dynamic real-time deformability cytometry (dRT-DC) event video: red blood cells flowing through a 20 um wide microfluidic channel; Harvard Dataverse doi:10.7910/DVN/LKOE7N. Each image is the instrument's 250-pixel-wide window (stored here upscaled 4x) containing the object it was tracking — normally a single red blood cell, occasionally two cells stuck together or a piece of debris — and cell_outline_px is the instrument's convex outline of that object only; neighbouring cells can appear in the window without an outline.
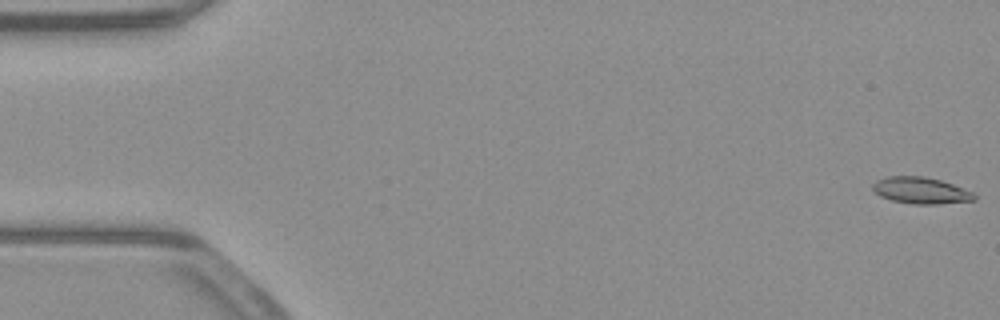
{"species": "common noctule bat (a hibernating species)", "species_latin": "Nyctalus noctula", "temperature_condition": "warm", "stored_images_in_passage": 53, "camera_frame_rate_fps": 3000, "um_per_image_px": 0.085, "animal": {"sex": "male", "body_mass_g": 23.1, "forearm_length_mm": 52.7}, "frame": {"image": 1, "passage_image": 1, "time_ms": 0.0, "image_size_px": [1000, 320], "cell_outline_px": [[976, 200], [936, 204], [912, 204], [892, 200], [880, 196], [872, 188], [872, 184], [876, 180], [888, 176], [924, 176], [940, 180], [952, 184], [972, 192], [976, 196]], "centroid_in_image_um": [78.25, 16.19], "position_along_channel_um": 6.7, "area_um2": 15.61}}
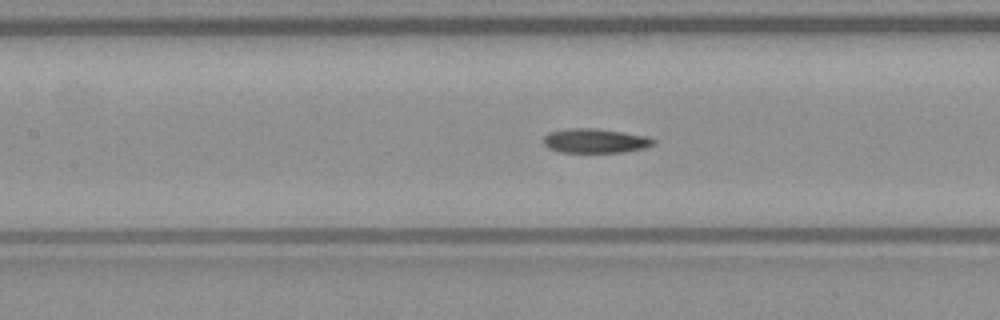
{"frame": {"image": 2, "passage_image": 24, "time_ms": 7.667, "image_size_px": [1000, 320], "cell_outline_px": [[656, 140], [652, 144], [644, 148], [620, 152], [560, 152], [548, 148], [544, 144], [544, 136], [548, 132], [568, 128], [596, 128], [648, 136]], "centroid_in_image_um": [50.56, 11.96], "position_along_channel_um": 156.8, "area_um2": 15.55}}
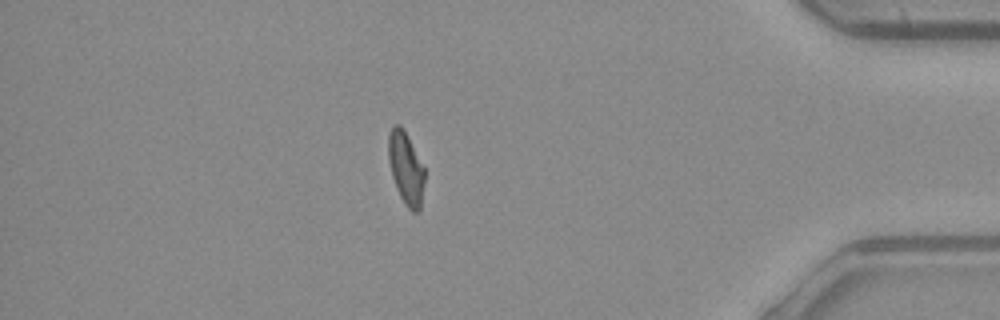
{"frame": {"image": 3, "passage_image": 46, "time_ms": 15.0, "image_size_px": [1000, 320], "cell_outline_px": [[424, 180], [420, 212], [412, 212], [404, 204], [396, 188], [392, 176], [388, 160], [388, 136], [392, 124], [400, 124], [404, 128], [424, 168]], "centroid_in_image_um": [34.48, 14.28], "position_along_channel_um": 400.7, "area_um2": 15.43}, "authors_computed_cell_mechanics": {"area_um2": 15.8372, "velocity_mm_per_s": 3.9258, "shape_relaxation_time_tau1_ms": null, "shape_relaxation_time_tau2_ms": 6.0238, "deformation_change_tau1": null, "deformation_change_tau2": 0.1024}}